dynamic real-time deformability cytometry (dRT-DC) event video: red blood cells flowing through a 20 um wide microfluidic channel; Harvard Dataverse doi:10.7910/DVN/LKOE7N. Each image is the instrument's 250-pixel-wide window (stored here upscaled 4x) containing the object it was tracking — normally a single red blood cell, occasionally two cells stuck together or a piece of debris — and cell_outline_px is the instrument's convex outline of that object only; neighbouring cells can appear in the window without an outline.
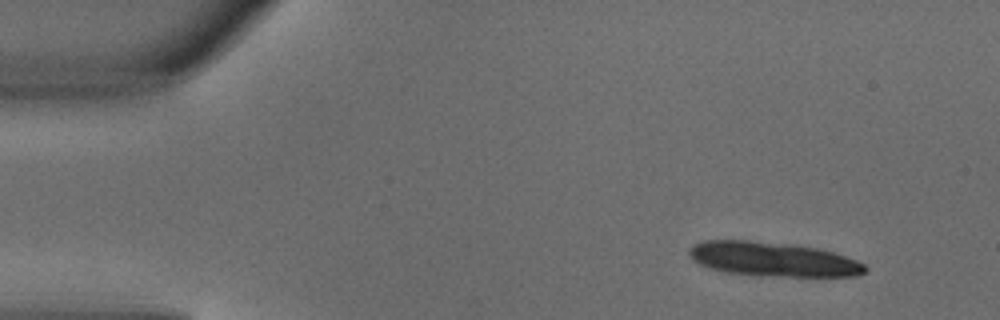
{"species": "common noctule bat (a hibernating species)", "species_latin": "Nyctalus noctula", "temperature_condition": "warm", "stored_images_in_passage": 4, "camera_frame_rate_fps": 3000, "um_per_image_px": 0.085, "animal": {"sex": "male", "body_mass_g": 18.8}, "frame": {"image": 1, "passage_image": 1, "time_ms": 0.0, "image_size_px": [1000, 320], "cell_outline_px": [[868, 268], [864, 272], [856, 276], [760, 276], [724, 272], [708, 268], [692, 260], [688, 256], [688, 248], [704, 240], [748, 240], [796, 244], [816, 248], [832, 252], [856, 260], [864, 264]], "centroid_in_image_um": [65.65, 22.03], "position_along_channel_um": 19.4, "area_um2": 35.43}}
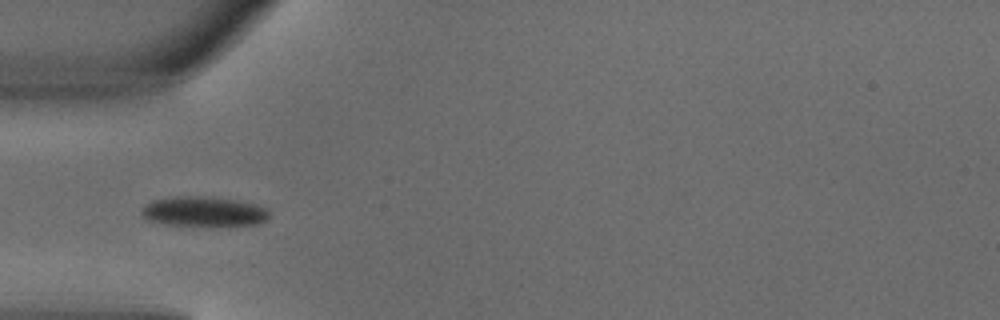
{"frame": {"image": 2, "passage_image": 4, "time_ms": 1.0, "image_size_px": [1000, 320], "cell_outline_px": [[268, 220], [256, 224], [164, 224], [148, 220], [140, 212], [140, 208], [144, 204], [156, 200], [176, 196], [196, 196], [236, 200], [256, 204], [268, 208]], "centroid_in_image_um": [17.3, 17.96], "position_along_channel_um": 67.7, "area_um2": 21.62}}